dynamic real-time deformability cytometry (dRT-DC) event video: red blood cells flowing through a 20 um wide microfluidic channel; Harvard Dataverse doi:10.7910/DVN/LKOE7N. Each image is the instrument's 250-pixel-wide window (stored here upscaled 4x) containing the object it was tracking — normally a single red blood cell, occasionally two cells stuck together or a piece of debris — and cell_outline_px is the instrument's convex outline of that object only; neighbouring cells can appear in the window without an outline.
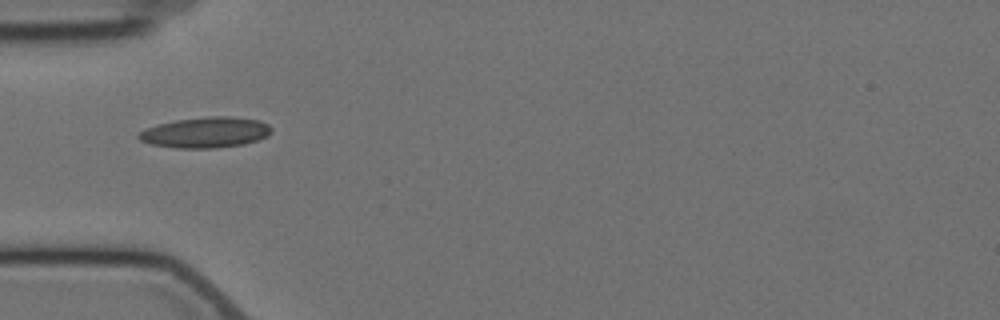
{"species": "Egyptian fruit bat (a non-hibernating species)", "species_latin": "Rousettus aegyptiacus", "temperature_condition": "cold", "stored_images_in_passage": 5, "camera_frame_rate_fps": 3000, "um_per_image_px": 0.085, "animal": {"sex": "female"}, "frame": {"image": 1, "passage_image": 5, "time_ms": 4.667, "image_size_px": [1000, 320], "cell_outline_px": [[272, 132], [268, 136], [244, 144], [216, 148], [176, 148], [152, 144], [140, 140], [136, 136], [144, 128], [156, 124], [176, 120], [212, 116], [232, 116], [260, 120], [268, 124], [272, 128]], "centroid_in_image_um": [17.49, 11.25], "position_along_channel_um": 67.5, "area_um2": 23.87}}